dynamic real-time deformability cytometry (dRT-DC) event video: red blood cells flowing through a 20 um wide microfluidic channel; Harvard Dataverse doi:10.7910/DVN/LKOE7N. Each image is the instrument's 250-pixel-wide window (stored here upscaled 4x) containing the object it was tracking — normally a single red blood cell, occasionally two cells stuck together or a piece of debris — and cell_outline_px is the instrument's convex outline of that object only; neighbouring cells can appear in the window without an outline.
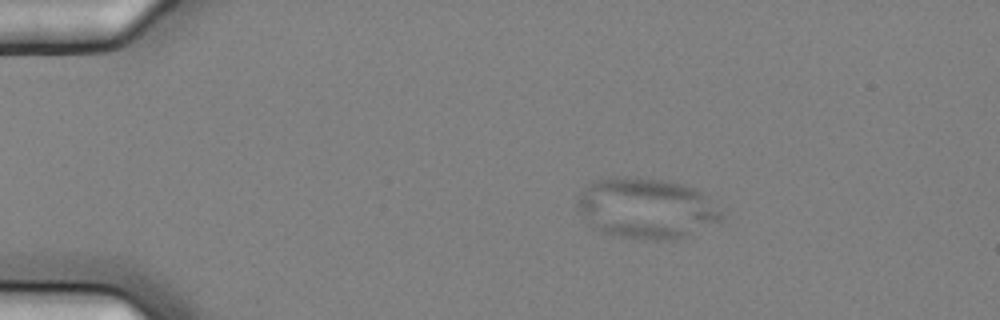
{"species": "common noctule bat (a hibernating species)", "species_latin": "Nyctalus noctula", "temperature_condition": "cold", "stored_images_in_passage": 4, "camera_frame_rate_fps": 3000, "um_per_image_px": 0.085, "animal": {"sex": "female", "body_mass_g": 25.1}, "frame": {"image": 1, "passage_image": 2, "time_ms": 0.333, "image_size_px": [1000, 320], "cell_outline_px": [[724, 220], [688, 236], [676, 240], [652, 240], [620, 236], [600, 232], [588, 224], [580, 212], [576, 204], [576, 200], [588, 184], [592, 180], [616, 176], [624, 176], [664, 180], [696, 188], [724, 216]], "centroid_in_image_um": [54.91, 17.71], "position_along_channel_um": 30.1, "area_um2": 50.98}}